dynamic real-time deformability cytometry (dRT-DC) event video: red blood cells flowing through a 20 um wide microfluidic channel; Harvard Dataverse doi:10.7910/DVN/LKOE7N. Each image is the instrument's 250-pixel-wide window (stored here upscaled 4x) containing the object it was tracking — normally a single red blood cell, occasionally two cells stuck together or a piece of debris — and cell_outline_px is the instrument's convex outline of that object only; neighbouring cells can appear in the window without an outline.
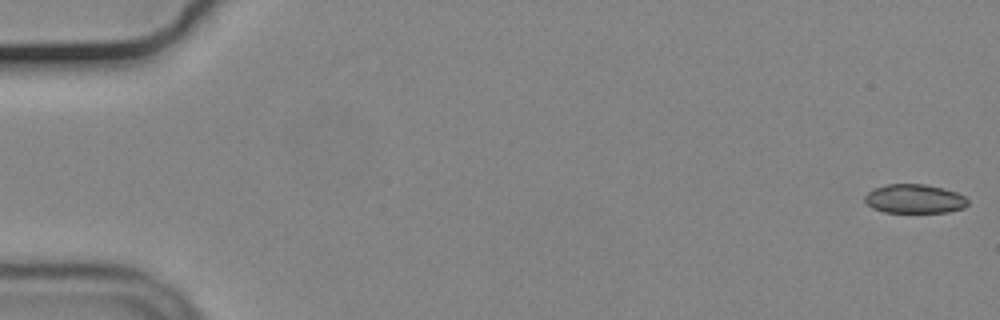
{"species": "common noctule bat (a hibernating species)", "species_latin": "Nyctalus noctula", "temperature_condition": "cold", "stored_images_in_passage": 14, "camera_frame_rate_fps": 3000, "um_per_image_px": 0.085, "animal": {"sex": "male", "body_mass_g": 19.2, "forearm_length_mm": 51.8}, "frame": {"image": 1, "passage_image": 1, "time_ms": 0.0, "image_size_px": [1000, 320], "cell_outline_px": [[968, 204], [964, 208], [948, 212], [884, 212], [872, 208], [864, 200], [864, 196], [872, 188], [888, 184], [924, 184], [944, 188], [956, 192], [964, 196], [968, 200]], "centroid_in_image_um": [77.73, 16.89], "position_along_channel_um": 7.3, "area_um2": 17.51}}